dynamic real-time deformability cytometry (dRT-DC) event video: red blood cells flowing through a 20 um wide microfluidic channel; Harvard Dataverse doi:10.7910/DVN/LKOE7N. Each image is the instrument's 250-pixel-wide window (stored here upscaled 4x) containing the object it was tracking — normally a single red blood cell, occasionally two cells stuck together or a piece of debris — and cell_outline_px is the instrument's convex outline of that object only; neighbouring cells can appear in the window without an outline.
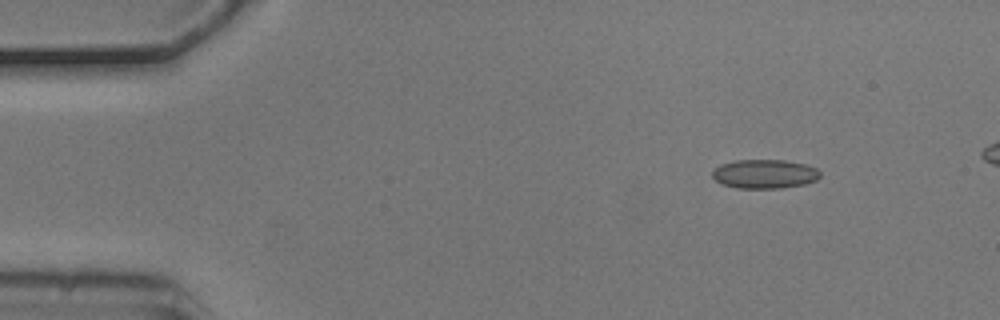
{"species": "common noctule bat (a hibernating species)", "species_latin": "Nyctalus noctula", "temperature_condition": "cold", "stored_images_in_passage": 5, "camera_frame_rate_fps": 3000, "um_per_image_px": 0.085, "animal": {"sex": "male", "body_mass_g": 20.5, "forearm_length_mm": 52.5}, "frame": {"image": 1, "passage_image": 2, "time_ms": 0.333, "image_size_px": [1000, 320], "cell_outline_px": [[820, 176], [816, 180], [804, 184], [780, 188], [736, 188], [724, 184], [716, 180], [712, 176], [712, 172], [720, 164], [736, 160], [784, 160], [804, 164], [816, 168], [820, 172]], "centroid_in_image_um": [64.99, 14.78], "position_along_channel_um": 20.0, "area_um2": 18.09}}